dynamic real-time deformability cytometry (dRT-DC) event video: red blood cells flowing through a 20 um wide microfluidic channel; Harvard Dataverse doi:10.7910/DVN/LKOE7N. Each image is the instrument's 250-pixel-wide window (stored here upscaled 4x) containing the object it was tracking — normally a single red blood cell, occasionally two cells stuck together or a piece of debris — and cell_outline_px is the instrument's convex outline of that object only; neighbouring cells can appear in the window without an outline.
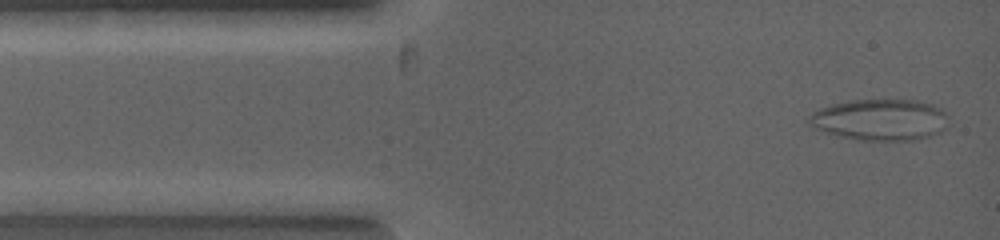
{"species": "common noctule bat (a hibernating species)", "species_latin": "Nyctalus noctula", "temperature_condition": "warm", "stored_images_in_passage": 4, "segment_of_instrument_passage": [1, 2], "camera_frame_rate_fps": 5000, "um_per_image_px": 0.085, "animal": {"sex": "female", "body_mass_g": 19.0, "forearm_length_mm": 53.3}, "frame": {"image": 1, "passage_image": 1, "time_ms": 0.0, "image_size_px": [1000, 240], "cell_outline_px": [[952, 124], [948, 128], [932, 136], [912, 140], [860, 140], [836, 136], [812, 128], [808, 124], [808, 116], [812, 112], [820, 108], [832, 104], [852, 100], [912, 100], [932, 104], [944, 112], [948, 116]], "centroid_in_image_um": [74.82, 10.19], "position_along_channel_um": 10.2, "area_um2": 34.1}}